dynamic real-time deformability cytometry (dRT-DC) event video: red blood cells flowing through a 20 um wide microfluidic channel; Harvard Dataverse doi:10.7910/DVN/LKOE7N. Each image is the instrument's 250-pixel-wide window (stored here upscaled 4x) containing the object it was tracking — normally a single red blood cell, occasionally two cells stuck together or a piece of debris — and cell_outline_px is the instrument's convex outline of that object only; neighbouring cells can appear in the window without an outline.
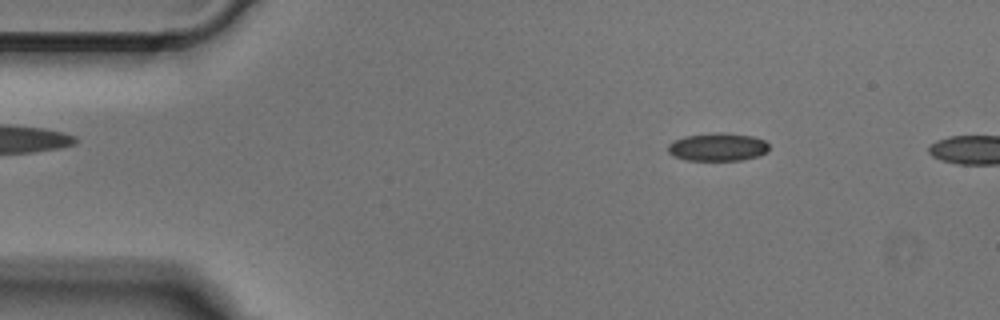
{"species": "Egyptian fruit bat (a non-hibernating species)", "species_latin": "Rousettus aegyptiacus", "temperature_condition": "cold", "stored_images_in_passage": 9, "camera_frame_rate_fps": 3000, "um_per_image_px": 0.085, "animal": {"sex": "male"}, "frame": {"image": 1, "passage_image": 7, "time_ms": 2.0, "image_size_px": [1000, 320], "cell_outline_px": [[768, 152], [760, 156], [740, 160], [684, 160], [672, 156], [668, 152], [668, 144], [672, 140], [684, 136], [716, 132], [720, 132], [752, 136], [764, 140], [768, 144]], "centroid_in_image_um": [60.98, 12.49], "position_along_channel_um": 24.0, "area_um2": 16.7}}